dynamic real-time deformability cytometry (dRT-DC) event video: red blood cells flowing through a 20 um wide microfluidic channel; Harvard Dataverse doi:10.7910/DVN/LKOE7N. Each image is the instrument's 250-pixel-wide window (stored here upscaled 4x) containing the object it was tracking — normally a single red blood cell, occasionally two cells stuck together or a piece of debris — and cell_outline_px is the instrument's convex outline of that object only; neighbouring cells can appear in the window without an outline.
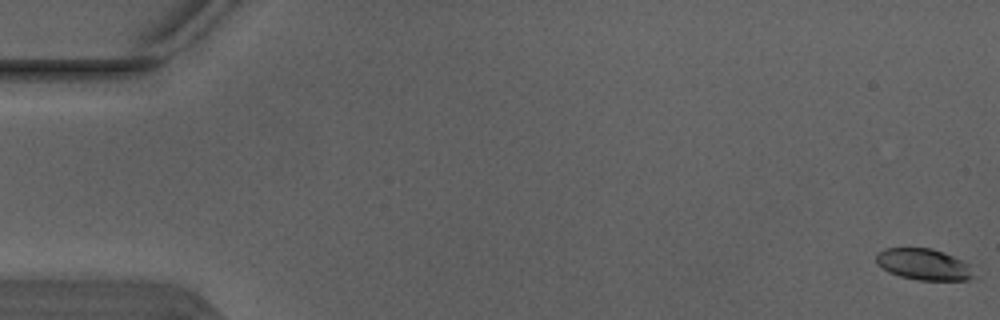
{"species": "Egyptian fruit bat (a non-hibernating species)", "species_latin": "Rousettus aegyptiacus", "temperature_condition": "warm", "stored_images_in_passage": 5, "camera_frame_rate_fps": 3000, "um_per_image_px": 0.085, "animal": {"sex": "male"}, "frame": {"image": 1, "passage_image": 1, "time_ms": 0.0, "image_size_px": [1000, 320], "cell_outline_px": [[976, 276], [968, 280], [916, 280], [900, 276], [888, 272], [876, 264], [876, 252], [884, 248], [932, 248], [944, 252], [964, 260], [968, 264]], "centroid_in_image_um": [78.5, 22.47], "position_along_channel_um": 6.5, "area_um2": 18.09}}